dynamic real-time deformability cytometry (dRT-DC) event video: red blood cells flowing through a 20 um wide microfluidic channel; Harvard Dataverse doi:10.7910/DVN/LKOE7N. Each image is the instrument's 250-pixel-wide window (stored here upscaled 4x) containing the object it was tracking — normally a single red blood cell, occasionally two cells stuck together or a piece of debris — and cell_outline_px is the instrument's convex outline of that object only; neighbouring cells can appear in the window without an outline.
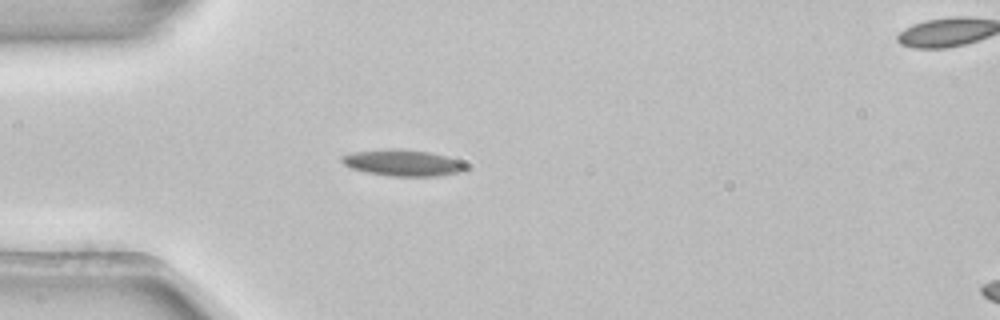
{"species": "common noctule bat (a hibernating species)", "species_latin": "Nyctalus noctula", "temperature_condition": "room temperature", "stored_images_in_passage": 39, "camera_frame_rate_fps": 3000, "um_per_image_px": 0.085, "animal": {"sex": "female", "body_mass_g": 22.7, "forearm_length_mm": 54.2}, "frame": {"image": 1, "passage_image": 1, "time_ms": 0.0, "image_size_px": [1000, 320], "cell_outline_px": [[468, 168], [460, 172], [440, 176], [388, 176], [364, 172], [352, 168], [344, 164], [340, 160], [340, 156], [352, 152], [388, 148], [396, 148], [428, 152], [444, 156], [468, 164]], "centroid_in_image_um": [34.2, 13.84], "position_along_channel_um": 50.8, "area_um2": 19.13}}
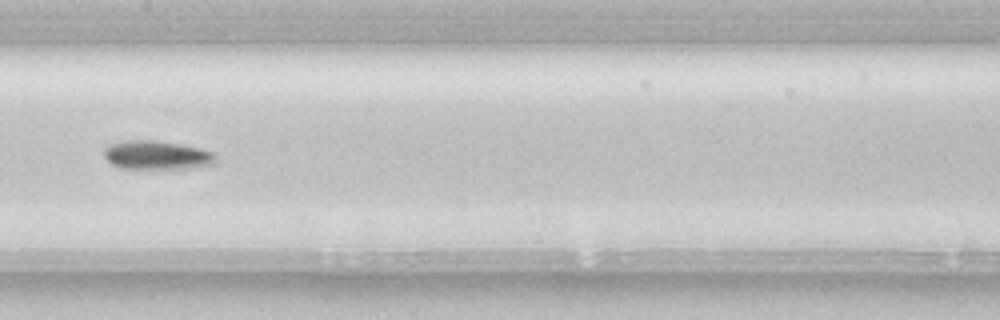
{"frame": {"image": 2, "passage_image": 13, "time_ms": 4.0, "image_size_px": [1000, 320], "cell_outline_px": [[216, 160], [212, 164], [192, 168], [120, 168], [112, 164], [104, 156], [104, 148], [108, 144], [128, 140], [156, 140], [180, 144], [200, 148], [212, 152], [216, 156]], "centroid_in_image_um": [13.31, 13.17], "position_along_channel_um": 194.1, "area_um2": 18.67}}
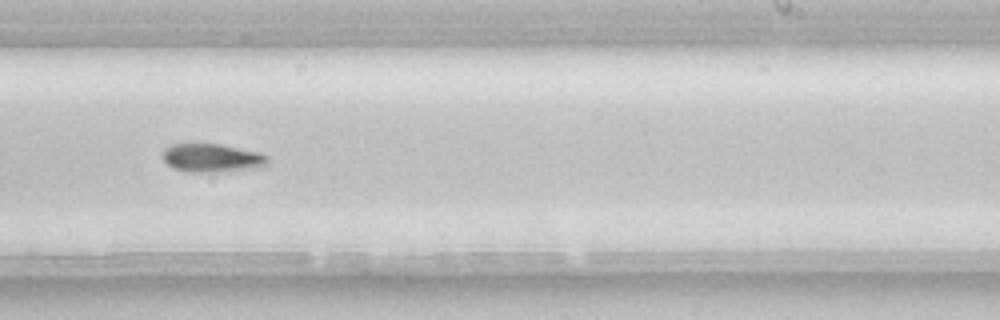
{"frame": {"image": 3, "passage_image": 19, "time_ms": 6.0, "image_size_px": [1000, 320], "cell_outline_px": [[268, 164], [260, 168], [224, 172], [188, 172], [172, 168], [164, 160], [164, 148], [172, 144], [188, 140], [196, 140], [220, 144], [260, 152], [268, 156]], "centroid_in_image_um": [18.0, 13.38], "position_along_channel_um": 271.0, "area_um2": 18.44}, "authors_computed_cell_mechanics": {"area_um2": 17.4556, "velocity_mm_per_s": 3.8633, "shape_relaxation_time_tau1_ms": 6.885, "shape_relaxation_time_tau2_ms": null, "deformation_change_tau1": 0.1527, "deformation_change_tau2": null}}